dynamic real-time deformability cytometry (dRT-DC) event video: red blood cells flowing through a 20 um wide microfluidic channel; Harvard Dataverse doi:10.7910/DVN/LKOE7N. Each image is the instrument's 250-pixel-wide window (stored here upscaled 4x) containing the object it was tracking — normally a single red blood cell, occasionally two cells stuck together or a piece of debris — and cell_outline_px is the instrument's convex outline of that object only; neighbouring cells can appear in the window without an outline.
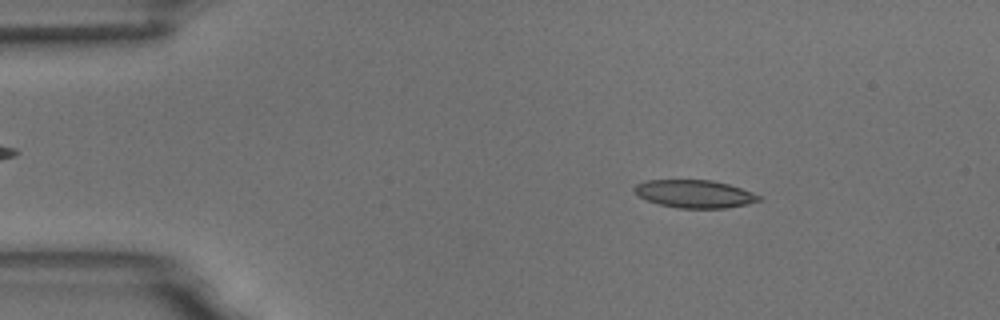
{"species": "common noctule bat (a hibernating species)", "species_latin": "Nyctalus noctula", "temperature_condition": "room temperature", "stored_images_in_passage": 5, "segment_of_instrument_passage": [1, 2], "camera_frame_rate_fps": 3000, "um_per_image_px": 0.085, "animal": {"sex": "male", "body_mass_g": 18.8}, "frame": {"image": 1, "passage_image": 2, "time_ms": 1.0, "image_size_px": [1000, 320], "cell_outline_px": [[760, 200], [748, 204], [724, 208], [676, 208], [660, 204], [648, 200], [640, 196], [632, 188], [636, 184], [644, 180], [712, 180], [728, 184], [752, 192], [760, 196]], "centroid_in_image_um": [59.03, 16.47], "position_along_channel_um": 26.0, "area_um2": 20.06}}